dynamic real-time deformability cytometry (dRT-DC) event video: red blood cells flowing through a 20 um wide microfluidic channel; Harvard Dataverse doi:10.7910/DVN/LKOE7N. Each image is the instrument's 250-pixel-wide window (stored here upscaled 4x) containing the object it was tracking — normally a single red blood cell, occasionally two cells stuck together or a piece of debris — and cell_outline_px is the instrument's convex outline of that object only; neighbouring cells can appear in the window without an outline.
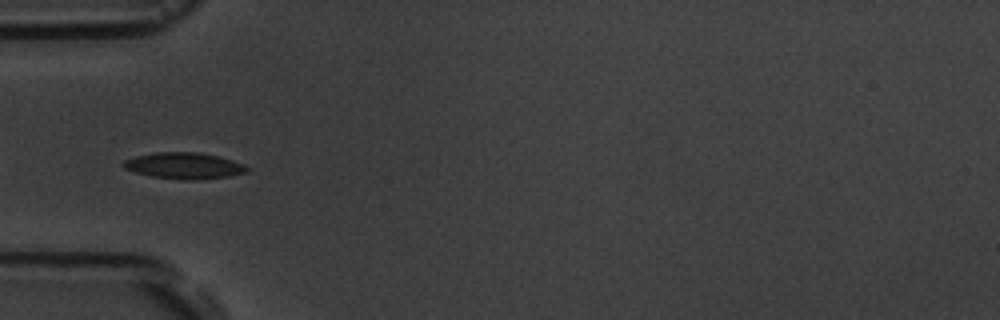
{"species": "common noctule bat (a hibernating species)", "species_latin": "Nyctalus noctula", "temperature_condition": "room temperature", "stored_images_in_passage": 11, "camera_frame_rate_fps": 3000, "um_per_image_px": 0.085, "animal": {"sex": "male", "body_mass_g": 19.5, "forearm_length_mm": 54.6}, "frame": {"image": 1, "passage_image": 5, "time_ms": 5.333, "image_size_px": [1000, 320], "cell_outline_px": [[248, 172], [228, 176], [196, 180], [184, 180], [152, 176], [136, 172], [124, 168], [120, 164], [124, 160], [136, 156], [156, 152], [196, 152], [216, 156], [232, 160], [244, 164], [248, 168]], "centroid_in_image_um": [15.63, 14.08], "position_along_channel_um": 69.4, "area_um2": 18.79}}
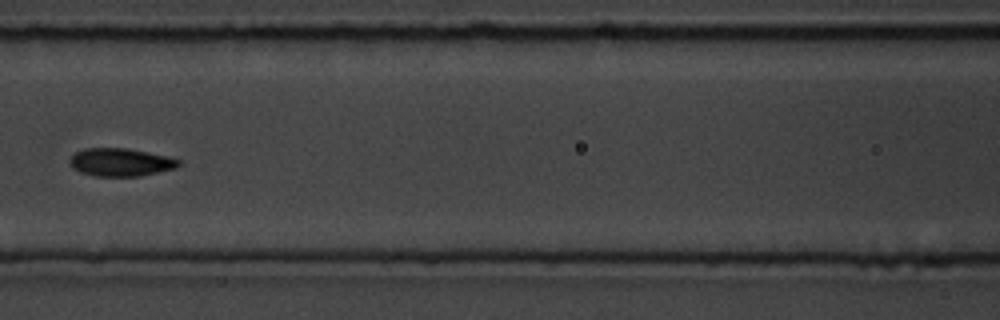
{"frame": {"image": 2, "passage_image": 7, "time_ms": 7.667, "image_size_px": [1000, 320], "cell_outline_px": [[180, 164], [176, 168], [140, 176], [96, 176], [80, 172], [72, 168], [68, 164], [68, 160], [76, 152], [84, 148], [128, 148], [168, 156], [180, 160]], "centroid_in_image_um": [10.23, 13.78], "position_along_channel_um": 156.4, "area_um2": 17.86}}
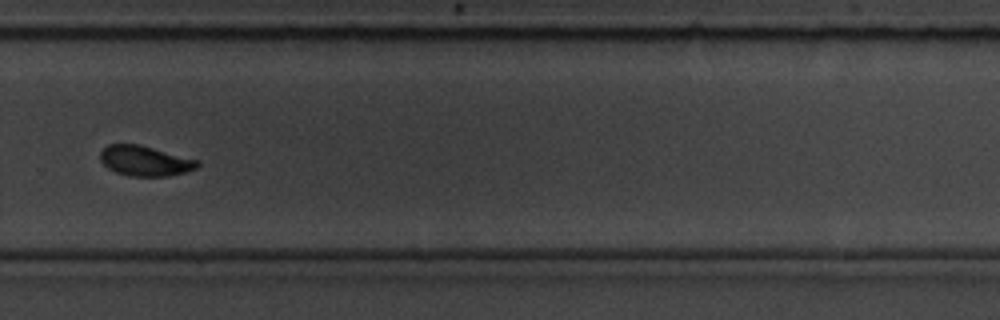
{"frame": {"image": 3, "passage_image": 11, "time_ms": 12.0, "image_size_px": [1000, 320], "cell_outline_px": [[200, 164], [196, 168], [188, 172], [168, 176], [128, 176], [116, 172], [108, 168], [100, 160], [100, 152], [108, 144], [140, 144], [200, 160]], "centroid_in_image_um": [12.36, 13.67], "position_along_channel_um": 317.4, "area_um2": 17.28}}